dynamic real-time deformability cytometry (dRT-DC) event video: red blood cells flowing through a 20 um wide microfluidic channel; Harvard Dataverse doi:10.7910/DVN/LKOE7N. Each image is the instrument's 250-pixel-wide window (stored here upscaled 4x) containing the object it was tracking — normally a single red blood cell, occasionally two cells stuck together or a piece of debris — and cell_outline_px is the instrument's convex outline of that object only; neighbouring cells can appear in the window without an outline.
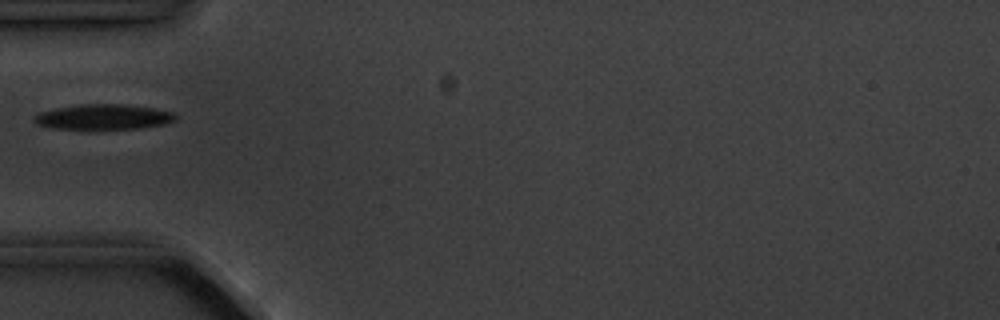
{"species": "common noctule bat (a hibernating species)", "species_latin": "Nyctalus noctula", "temperature_condition": "cold", "stored_images_in_passage": 2, "camera_frame_rate_fps": 3000, "um_per_image_px": 0.085, "animal": {"sex": "male", "body_mass_g": 20.1, "forearm_length_mm": 53.5}, "frame": {"image": 1, "passage_image": 1, "time_ms": 0.0, "image_size_px": [1000, 320], "cell_outline_px": [[176, 120], [168, 124], [140, 128], [52, 128], [36, 124], [32, 120], [32, 116], [40, 112], [56, 108], [80, 104], [124, 104], [152, 108], [176, 112]], "centroid_in_image_um": [8.82, 9.93], "position_along_channel_um": 76.2, "area_um2": 20.75}}